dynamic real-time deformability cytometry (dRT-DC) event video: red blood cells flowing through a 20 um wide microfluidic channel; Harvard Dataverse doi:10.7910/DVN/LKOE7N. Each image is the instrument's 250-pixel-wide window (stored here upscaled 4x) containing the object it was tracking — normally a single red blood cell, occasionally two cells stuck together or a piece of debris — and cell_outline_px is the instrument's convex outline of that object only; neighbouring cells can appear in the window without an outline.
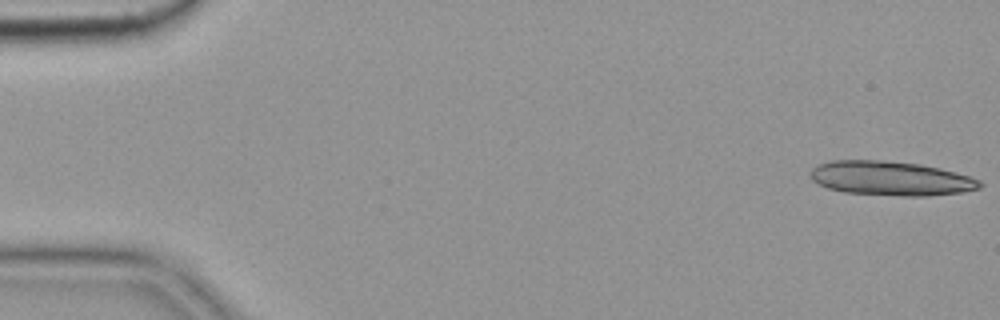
{"species": "common noctule bat (a hibernating species)", "species_latin": "Nyctalus noctula", "temperature_condition": "cold", "stored_images_in_passage": 16, "camera_frame_rate_fps": 3000, "um_per_image_px": 0.085, "animal": {"sex": "female", "body_mass_g": 19.9}, "frame": {"image": 1, "passage_image": 1, "time_ms": 0.0, "image_size_px": [1000, 320], "cell_outline_px": [[984, 184], [980, 188], [960, 192], [928, 196], [900, 196], [844, 192], [828, 188], [812, 180], [808, 172], [812, 168], [828, 160], [884, 160], [920, 164], [940, 168], [968, 176], [980, 180]], "centroid_in_image_um": [75.69, 15.16], "position_along_channel_um": 9.3, "area_um2": 33.93}}